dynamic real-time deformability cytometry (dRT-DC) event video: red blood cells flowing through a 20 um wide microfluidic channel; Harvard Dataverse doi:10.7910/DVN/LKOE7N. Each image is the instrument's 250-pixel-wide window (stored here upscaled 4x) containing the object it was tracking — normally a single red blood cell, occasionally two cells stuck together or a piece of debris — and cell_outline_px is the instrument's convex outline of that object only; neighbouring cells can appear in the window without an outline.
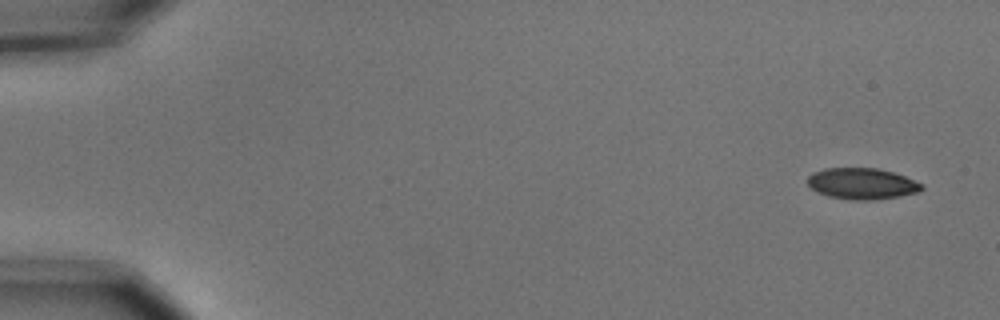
{"species": "common noctule bat (a hibernating species)", "species_latin": "Nyctalus noctula", "temperature_condition": "cold", "stored_images_in_passage": 4, "camera_frame_rate_fps": 3000, "um_per_image_px": 0.085, "animal": {"sex": "male", "body_mass_g": 15.6}, "frame": {"image": 1, "passage_image": 1, "time_ms": 0.0, "image_size_px": [1000, 320], "cell_outline_px": [[924, 188], [916, 192], [900, 196], [872, 200], [852, 200], [828, 196], [816, 192], [808, 184], [808, 176], [812, 172], [824, 168], [876, 168], [892, 172], [904, 176], [924, 184]], "centroid_in_image_um": [73.25, 15.61], "position_along_channel_um": 11.8, "area_um2": 20.75}}
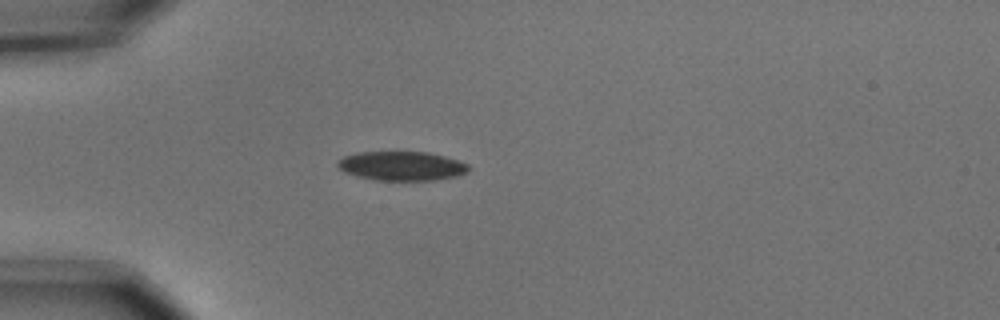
{"frame": {"image": 2, "passage_image": 4, "time_ms": 1.0, "image_size_px": [1000, 320], "cell_outline_px": [[468, 172], [456, 176], [436, 180], [376, 180], [356, 176], [344, 172], [336, 164], [336, 160], [344, 156], [356, 152], [428, 152], [444, 156], [468, 164]], "centroid_in_image_um": [34.1, 14.1], "position_along_channel_um": 50.9, "area_um2": 22.25}}